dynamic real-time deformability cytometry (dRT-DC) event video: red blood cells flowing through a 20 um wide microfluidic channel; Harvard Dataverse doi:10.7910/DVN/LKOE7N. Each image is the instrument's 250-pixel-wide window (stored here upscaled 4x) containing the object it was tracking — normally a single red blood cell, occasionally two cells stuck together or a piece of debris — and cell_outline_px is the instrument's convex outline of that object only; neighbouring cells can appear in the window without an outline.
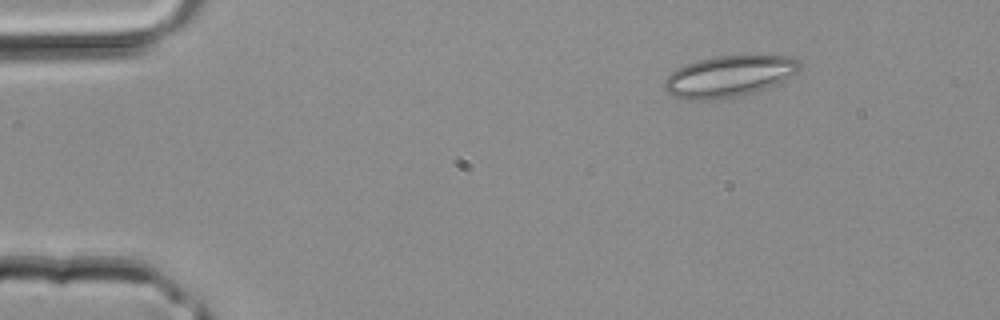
{"species": "common noctule bat (a hibernating species)", "species_latin": "Nyctalus noctula", "temperature_condition": "room temperature", "stored_images_in_passage": 35, "camera_frame_rate_fps": 3000, "um_per_image_px": 0.085, "animal": {"sex": "male", "body_mass_g": 20.4}, "frame": {"image": 1, "passage_image": 2, "time_ms": 0.333, "image_size_px": [1000, 320], "cell_outline_px": [[804, 64], [796, 72], [784, 80], [764, 88], [752, 92], [712, 100], [692, 100], [672, 96], [664, 88], [664, 80], [676, 68], [700, 60], [716, 56], [792, 56], [800, 60]], "centroid_in_image_um": [61.97, 6.47], "position_along_channel_um": 23.0, "area_um2": 32.02}}
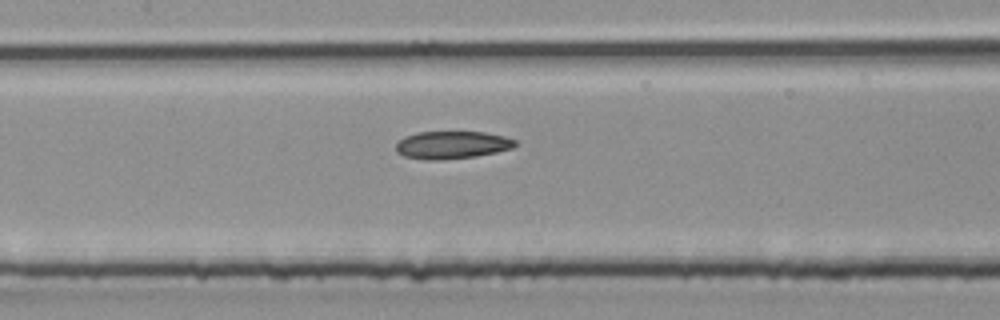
{"frame": {"image": 2, "passage_image": 15, "time_ms": 4.667, "image_size_px": [1000, 320], "cell_outline_px": [[516, 144], [512, 148], [496, 152], [476, 156], [444, 160], [428, 160], [404, 156], [396, 152], [396, 144], [404, 136], [416, 132], [484, 132], [504, 136], [516, 140]], "centroid_in_image_um": [38.4, 12.32], "position_along_channel_um": 169.0, "area_um2": 19.25}}
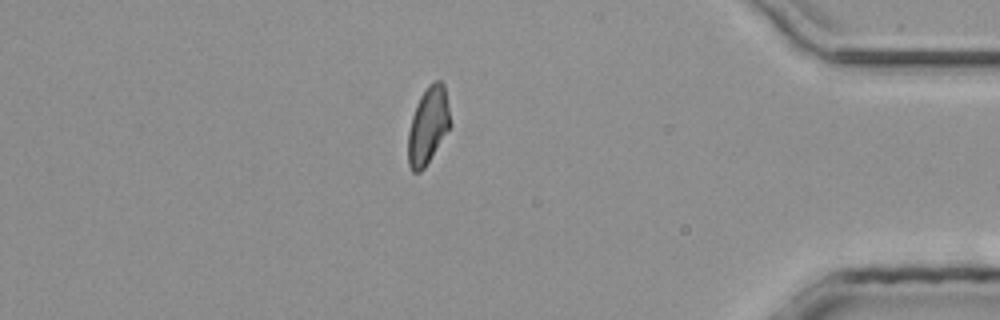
{"frame": {"image": 3, "passage_image": 30, "time_ms": 9.667, "image_size_px": [1000, 320], "cell_outline_px": [[452, 124], [424, 168], [420, 172], [412, 172], [408, 164], [408, 132], [412, 116], [416, 104], [420, 96], [428, 84], [436, 80], [440, 80], [444, 84]], "centroid_in_image_um": [36.38, 10.65], "position_along_channel_um": 398.8, "area_um2": 18.96}}